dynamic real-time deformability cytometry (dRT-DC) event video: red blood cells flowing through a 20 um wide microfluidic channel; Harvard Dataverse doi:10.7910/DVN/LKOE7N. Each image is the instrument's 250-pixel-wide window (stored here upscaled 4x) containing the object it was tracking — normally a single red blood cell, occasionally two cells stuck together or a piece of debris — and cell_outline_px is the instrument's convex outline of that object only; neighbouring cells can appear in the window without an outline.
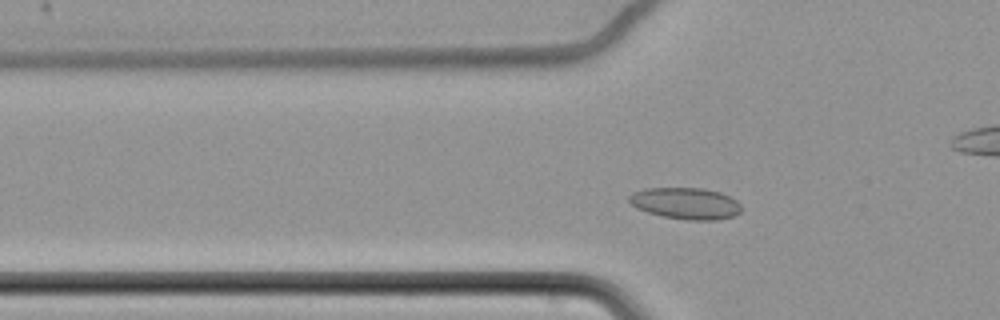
{"species": "common noctule bat (a hibernating species)", "species_latin": "Nyctalus noctula", "temperature_condition": "cold", "stored_images_in_passage": 56, "camera_frame_rate_fps": 3000, "um_per_image_px": 0.085, "animal": {"sex": "female", "body_mass_g": 22.7, "forearm_length_mm": 54.2}, "frame": {"image": 1, "passage_image": 15, "time_ms": 4.667, "image_size_px": [1000, 320], "cell_outline_px": [[740, 212], [736, 216], [716, 220], [688, 220], [664, 216], [648, 212], [636, 208], [628, 200], [628, 196], [632, 192], [644, 188], [704, 188], [720, 192], [736, 200], [740, 204]], "centroid_in_image_um": [58.28, 17.28], "position_along_channel_um": 67.5, "area_um2": 20.69}}
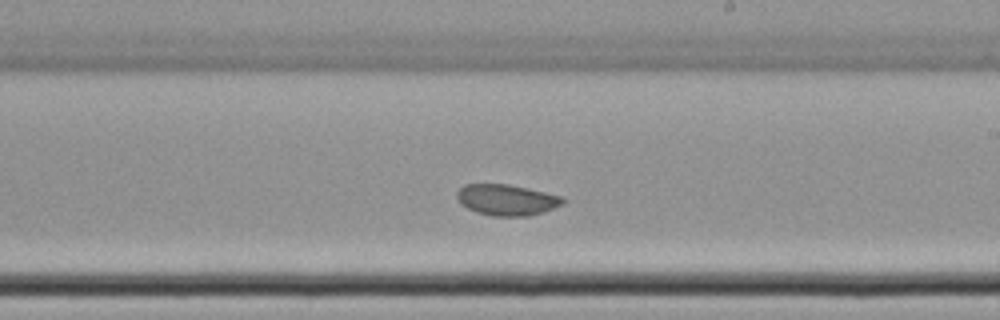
{"frame": {"image": 2, "passage_image": 31, "time_ms": 10.0, "image_size_px": [1000, 320], "cell_outline_px": [[564, 204], [544, 212], [528, 216], [492, 216], [476, 212], [460, 204], [456, 200], [456, 192], [464, 184], [508, 184], [528, 188], [560, 196], [564, 200]], "centroid_in_image_um": [43.03, 16.99], "position_along_channel_um": 246.0, "area_um2": 19.25}}
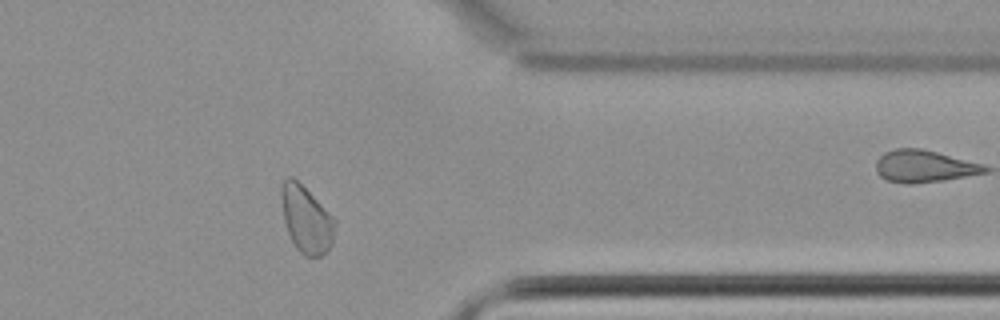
{"frame": {"image": 3, "passage_image": 44, "time_ms": 14.333, "image_size_px": [1000, 320], "cell_outline_px": [[336, 224], [332, 244], [320, 256], [304, 256], [296, 248], [288, 232], [284, 220], [280, 192], [284, 180], [288, 176], [292, 176], [336, 220]], "centroid_in_image_um": [26.03, 18.66], "position_along_channel_um": 385.4, "area_um2": 20.4}, "authors_computed_cell_mechanics": {"area_um2": 20.6346, "velocity_mm_per_s": 3.4239, "shape_relaxation_time_tau1_ms": null, "shape_relaxation_time_tau2_ms": 1.2169, "deformation_change_tau1": null, "deformation_change_tau2": 0.0549}}